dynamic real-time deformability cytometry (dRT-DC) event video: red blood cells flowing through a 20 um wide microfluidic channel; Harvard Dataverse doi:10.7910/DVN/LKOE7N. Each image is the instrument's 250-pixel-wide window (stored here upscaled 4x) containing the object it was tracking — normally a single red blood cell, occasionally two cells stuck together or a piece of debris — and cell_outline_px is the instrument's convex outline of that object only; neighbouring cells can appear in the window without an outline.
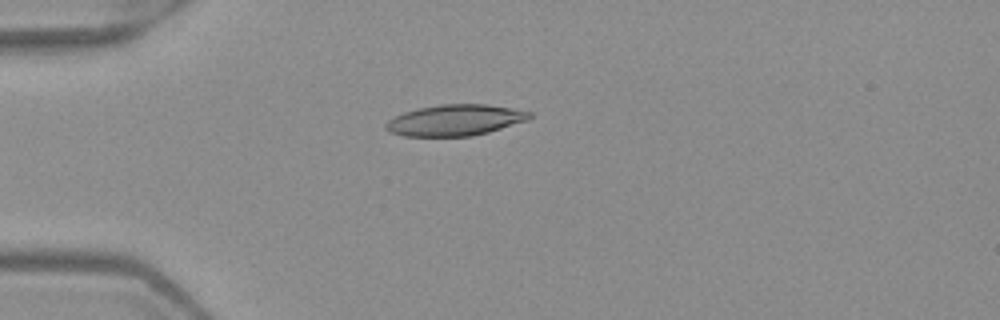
{"species": "Egyptian fruit bat (a non-hibernating species)", "species_latin": "Rousettus aegyptiacus", "temperature_condition": "warm", "stored_images_in_passage": 6, "camera_frame_rate_fps": 3000, "um_per_image_px": 0.085, "frame": {"image": 1, "passage_image": 6, "time_ms": 1.667, "image_size_px": [1000, 320], "cell_outline_px": [[532, 116], [528, 120], [488, 132], [472, 136], [404, 136], [388, 132], [384, 128], [384, 124], [388, 120], [404, 112], [420, 108], [440, 104], [484, 104], [512, 108], [532, 112]], "centroid_in_image_um": [38.67, 10.22], "position_along_channel_um": 46.3, "area_um2": 26.01}}